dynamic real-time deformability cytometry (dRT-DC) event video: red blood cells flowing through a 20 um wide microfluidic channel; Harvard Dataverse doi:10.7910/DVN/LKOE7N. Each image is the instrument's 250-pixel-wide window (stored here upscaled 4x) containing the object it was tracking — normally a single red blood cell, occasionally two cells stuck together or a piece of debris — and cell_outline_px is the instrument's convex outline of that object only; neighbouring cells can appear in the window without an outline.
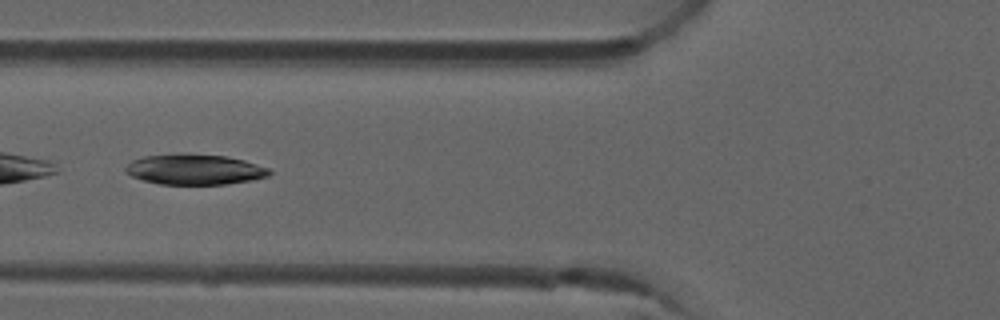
{"species": "common noctule bat (a hibernating species)", "species_latin": "Nyctalus noctula", "temperature_condition": "room temperature", "stored_images_in_passage": 6, "camera_frame_rate_fps": 3000, "um_per_image_px": 0.085, "animal": {"sex": "male", "forearm_length_mm": 52.5}, "frame": {"image": 1, "passage_image": 6, "time_ms": 1.667, "image_size_px": [1000, 320], "cell_outline_px": [[272, 172], [268, 176], [252, 180], [224, 184], [160, 184], [144, 180], [132, 176], [124, 168], [132, 160], [144, 156], [184, 152], [188, 152], [228, 156], [244, 160], [268, 168]], "centroid_in_image_um": [16.55, 14.37], "position_along_channel_um": 109.2, "area_um2": 25.72}}